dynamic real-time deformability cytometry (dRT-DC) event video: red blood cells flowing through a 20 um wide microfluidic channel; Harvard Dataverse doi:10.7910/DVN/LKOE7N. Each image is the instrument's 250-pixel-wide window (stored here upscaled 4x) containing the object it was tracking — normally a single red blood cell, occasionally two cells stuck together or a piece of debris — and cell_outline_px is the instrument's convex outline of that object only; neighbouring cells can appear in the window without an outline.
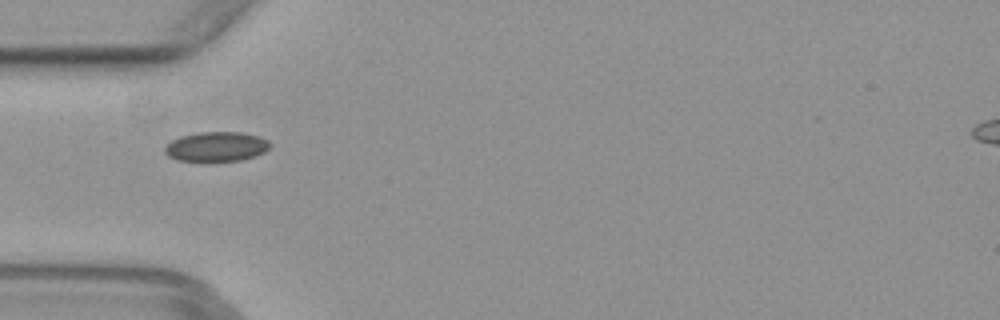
{"species": "common noctule bat (a hibernating species)", "species_latin": "Nyctalus noctula", "temperature_condition": "warm", "stored_images_in_passage": 4, "camera_frame_rate_fps": 3000, "um_per_image_px": 0.085, "animal": {"sex": "female", "body_mass_g": 29.2, "forearm_length_mm": 56.3}, "frame": {"image": 1, "passage_image": 4, "time_ms": 1.0, "image_size_px": [1000, 320], "cell_outline_px": [[272, 144], [264, 152], [256, 156], [240, 160], [208, 164], [200, 164], [176, 160], [168, 156], [164, 152], [164, 148], [172, 140], [180, 136], [200, 132], [244, 132], [260, 136], [268, 140]], "centroid_in_image_um": [18.37, 12.51], "position_along_channel_um": 66.6, "area_um2": 19.13}}